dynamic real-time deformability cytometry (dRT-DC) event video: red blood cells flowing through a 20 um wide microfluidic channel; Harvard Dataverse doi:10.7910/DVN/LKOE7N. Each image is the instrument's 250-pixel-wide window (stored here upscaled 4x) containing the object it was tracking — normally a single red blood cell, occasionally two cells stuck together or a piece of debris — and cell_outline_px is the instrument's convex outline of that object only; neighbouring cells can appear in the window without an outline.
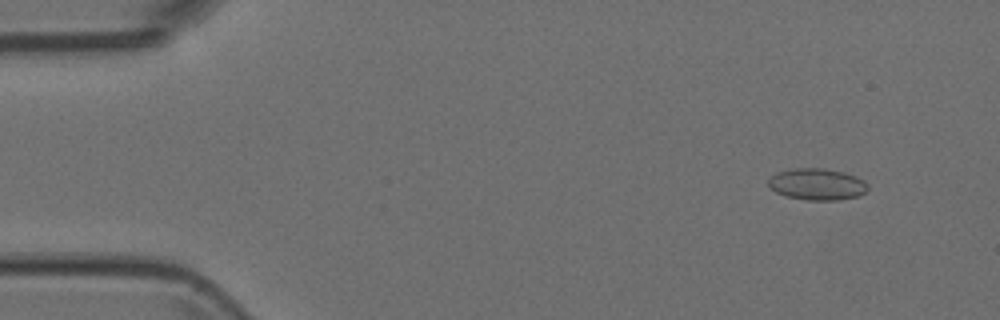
{"species": "Egyptian fruit bat (a non-hibernating species)", "species_latin": "Rousettus aegyptiacus", "temperature_condition": "room temperature", "stored_images_in_passage": 7, "camera_frame_rate_fps": 3000, "um_per_image_px": 0.085, "animal": {"sex": "female"}, "frame": {"image": 1, "passage_image": 2, "time_ms": 0.333, "image_size_px": [1000, 320], "cell_outline_px": [[868, 188], [860, 196], [840, 200], [808, 200], [784, 196], [768, 188], [768, 180], [776, 172], [792, 168], [820, 168], [844, 172], [856, 176], [864, 180], [868, 184]], "centroid_in_image_um": [69.44, 15.66], "position_along_channel_um": 15.6, "area_um2": 18.55}}
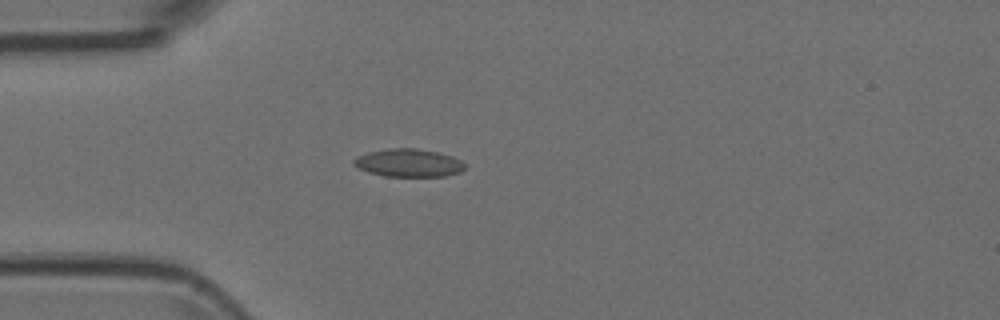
{"frame": {"image": 2, "passage_image": 5, "time_ms": 1.333, "image_size_px": [1000, 320], "cell_outline_px": [[464, 168], [460, 172], [444, 176], [384, 176], [368, 172], [356, 168], [352, 164], [352, 160], [356, 156], [368, 152], [388, 148], [416, 148], [440, 152], [452, 156], [460, 160], [464, 164]], "centroid_in_image_um": [34.68, 13.83], "position_along_channel_um": 50.3, "area_um2": 18.26}}
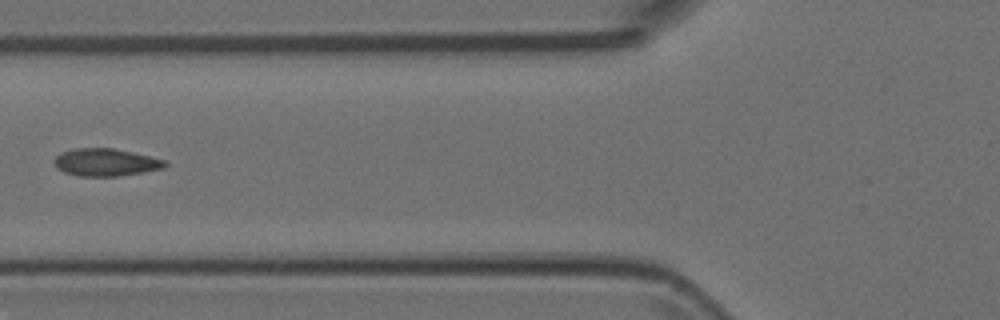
{"frame": {"image": 3, "passage_image": 7, "time_ms": 2.0, "image_size_px": [1000, 320], "cell_outline_px": [[168, 164], [164, 168], [144, 172], [120, 176], [80, 176], [64, 172], [56, 168], [52, 160], [60, 152], [72, 148], [112, 148], [132, 152], [168, 160]], "centroid_in_image_um": [8.98, 13.79], "position_along_channel_um": 116.8, "area_um2": 18.03}}